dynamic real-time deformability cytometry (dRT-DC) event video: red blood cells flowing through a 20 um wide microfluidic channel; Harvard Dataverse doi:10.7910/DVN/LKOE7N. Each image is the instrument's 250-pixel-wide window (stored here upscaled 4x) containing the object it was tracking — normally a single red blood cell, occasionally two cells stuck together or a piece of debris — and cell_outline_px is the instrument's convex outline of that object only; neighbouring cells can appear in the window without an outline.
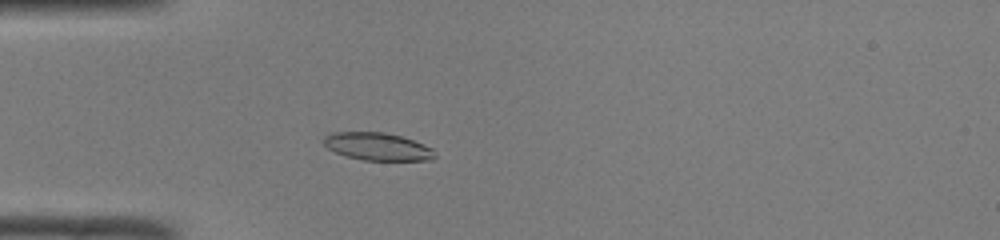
{"species": "common noctule bat (a hibernating species)", "species_latin": "Nyctalus noctula", "temperature_condition": "room temperature", "stored_images_in_passage": 45, "camera_frame_rate_fps": 3000, "um_per_image_px": 0.085, "animal": {"sex": "male", "body_mass_g": 19.0, "forearm_length_mm": 50.8}, "frame": {"image": 1, "passage_image": 10, "time_ms": 3.0, "image_size_px": [1000, 240], "cell_outline_px": [[436, 156], [432, 160], [364, 160], [348, 156], [336, 152], [328, 148], [324, 144], [324, 136], [332, 132], [384, 132], [400, 136], [424, 144], [432, 148]], "centroid_in_image_um": [32.1, 12.45], "position_along_channel_um": 52.9, "area_um2": 17.74}}
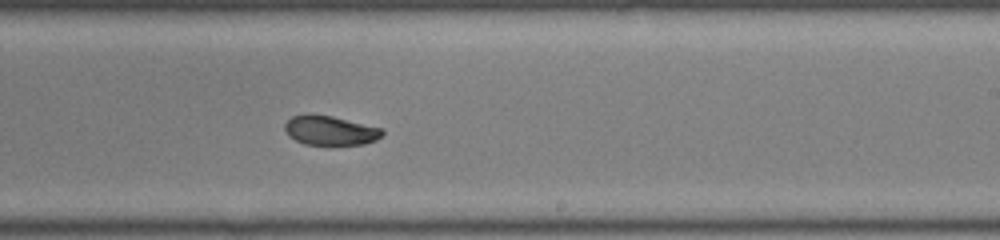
{"frame": {"image": 2, "passage_image": 26, "time_ms": 8.333, "image_size_px": [1000, 240], "cell_outline_px": [[384, 132], [376, 140], [364, 144], [332, 148], [304, 144], [288, 136], [284, 128], [284, 124], [292, 116], [332, 116], [384, 128]], "centroid_in_image_um": [28.11, 11.17], "position_along_channel_um": 260.9, "area_um2": 17.17}}
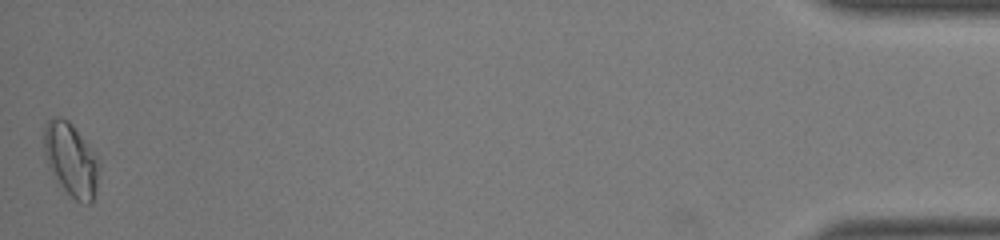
{"frame": {"image": 3, "passage_image": 45, "time_ms": 14.667, "image_size_px": [1000, 240], "cell_outline_px": [[100, 164], [96, 188], [92, 200], [88, 204], [76, 200], [64, 188], [48, 168], [44, 152], [44, 128], [48, 120], [52, 116], [56, 116], [68, 120], [72, 124], [88, 144], [100, 160]], "centroid_in_image_um": [6.03, 13.53], "position_along_channel_um": 429.2, "area_um2": 23.29}, "authors_computed_cell_mechanics": {"area_um2": 18.0336, "velocity_mm_per_s": 4.0895, "shape_relaxation_time_tau1_ms": null, "shape_relaxation_time_tau2_ms": 1.8014, "deformation_change_tau1": null, "deformation_change_tau2": 0.0409}}